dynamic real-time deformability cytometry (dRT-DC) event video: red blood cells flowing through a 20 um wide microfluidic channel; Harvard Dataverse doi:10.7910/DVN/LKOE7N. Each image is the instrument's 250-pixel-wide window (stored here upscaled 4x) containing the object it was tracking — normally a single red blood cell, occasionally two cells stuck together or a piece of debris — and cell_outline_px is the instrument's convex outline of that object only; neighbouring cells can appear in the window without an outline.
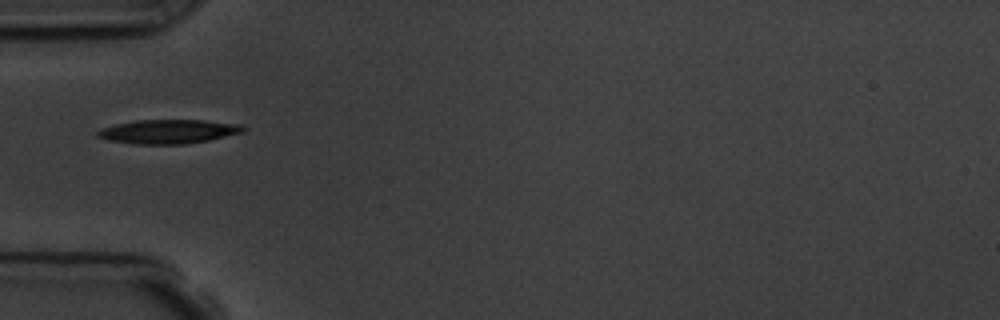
{"species": "common noctule bat (a hibernating species)", "species_latin": "Nyctalus noctula", "temperature_condition": "room temperature", "stored_images_in_passage": 1, "camera_frame_rate_fps": 3000, "um_per_image_px": 0.085, "animal": {"sex": "male", "body_mass_g": 19.5, "forearm_length_mm": 54.6}, "frame": {"image": 1, "passage_image": 1, "time_ms": 0.0, "image_size_px": [1000, 320], "cell_outline_px": [[248, 128], [244, 132], [208, 140], [184, 144], [136, 144], [108, 140], [96, 136], [96, 132], [100, 128], [116, 124], [136, 120], [204, 120], [240, 124]], "centroid_in_image_um": [14.32, 11.18], "position_along_channel_um": 70.7, "area_um2": 20.46}}